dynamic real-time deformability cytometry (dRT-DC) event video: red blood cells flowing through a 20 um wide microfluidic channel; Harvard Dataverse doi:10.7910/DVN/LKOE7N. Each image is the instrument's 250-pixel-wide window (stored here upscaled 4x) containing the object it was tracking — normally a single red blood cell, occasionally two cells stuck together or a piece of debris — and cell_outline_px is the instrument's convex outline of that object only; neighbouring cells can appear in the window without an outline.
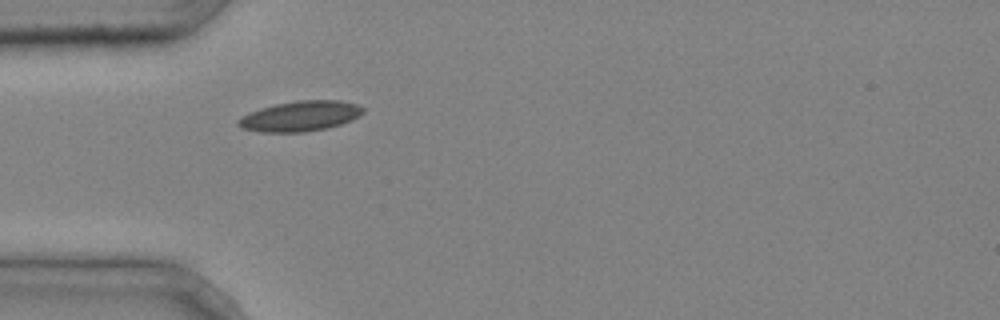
{"species": "common noctule bat (a hibernating species)", "species_latin": "Nyctalus noctula", "temperature_condition": "cold", "stored_images_in_passage": 1, "camera_frame_rate_fps": 3000, "um_per_image_px": 0.085, "animal": {"sex": "male", "body_mass_g": 20.4}, "frame": {"image": 1, "passage_image": 1, "time_ms": 0.0, "image_size_px": [1000, 320], "cell_outline_px": [[364, 112], [360, 116], [352, 120], [340, 124], [324, 128], [304, 132], [260, 132], [240, 128], [236, 124], [236, 120], [240, 116], [260, 108], [276, 104], [296, 100], [340, 100], [356, 104], [364, 108]], "centroid_in_image_um": [25.49, 9.87], "position_along_channel_um": 59.5, "area_um2": 22.14}}